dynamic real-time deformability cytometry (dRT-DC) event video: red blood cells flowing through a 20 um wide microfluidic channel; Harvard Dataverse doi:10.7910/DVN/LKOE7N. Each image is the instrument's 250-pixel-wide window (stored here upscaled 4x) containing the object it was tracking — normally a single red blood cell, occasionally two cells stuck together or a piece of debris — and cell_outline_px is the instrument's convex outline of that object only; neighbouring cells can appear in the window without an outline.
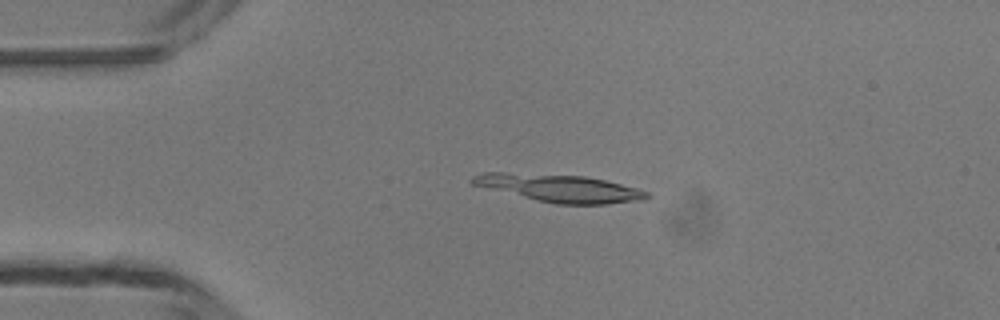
{"species": "common noctule bat (a hibernating species)", "species_latin": "Nyctalus noctula", "temperature_condition": "room temperature", "stored_images_in_passage": 38, "camera_frame_rate_fps": 3000, "um_per_image_px": 0.085, "animal": {"sex": "male", "body_mass_g": 13.3}, "frame": {"image": 1, "passage_image": 1, "time_ms": 0.0, "image_size_px": [1000, 320], "cell_outline_px": [[648, 196], [644, 200], [608, 204], [556, 204], [468, 184], [468, 180], [472, 176], [484, 172], [504, 172], [584, 176], [604, 180], [636, 188], [648, 192]], "centroid_in_image_um": [47.5, 15.99], "position_along_channel_um": 37.5, "area_um2": 27.86}}
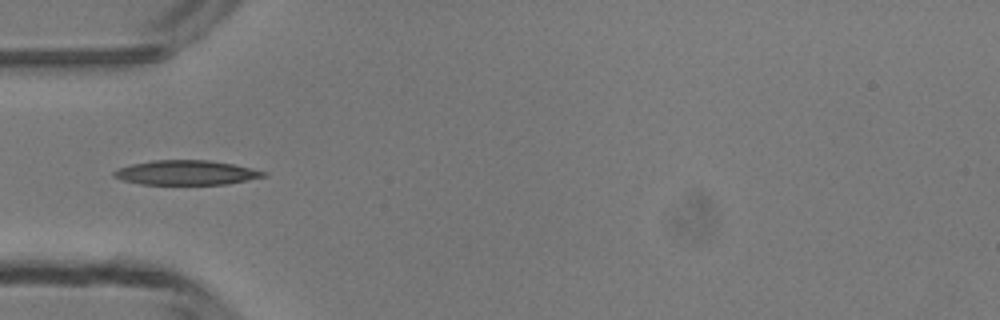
{"frame": {"image": 2, "passage_image": 6, "time_ms": 1.667, "image_size_px": [1000, 320], "cell_outline_px": [[268, 176], [228, 184], [140, 184], [124, 180], [112, 176], [112, 172], [116, 168], [132, 164], [152, 160], [208, 160], [232, 164], [268, 172]], "centroid_in_image_um": [15.82, 14.67], "position_along_channel_um": 69.2, "area_um2": 21.44}}
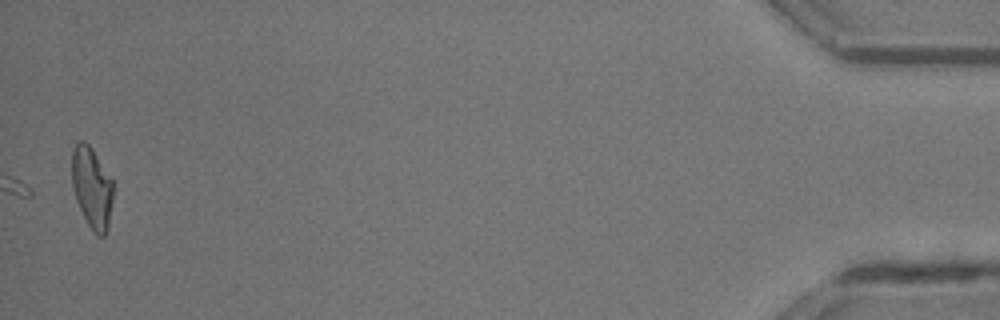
{"frame": {"image": 3, "passage_image": 38, "time_ms": 12.333, "image_size_px": [1000, 320], "cell_outline_px": [[112, 200], [108, 228], [104, 236], [96, 236], [92, 232], [76, 200], [72, 188], [72, 152], [76, 144], [80, 140], [84, 140], [92, 148], [112, 180]], "centroid_in_image_um": [7.8, 15.96], "position_along_channel_um": 427.4, "area_um2": 19.42}}